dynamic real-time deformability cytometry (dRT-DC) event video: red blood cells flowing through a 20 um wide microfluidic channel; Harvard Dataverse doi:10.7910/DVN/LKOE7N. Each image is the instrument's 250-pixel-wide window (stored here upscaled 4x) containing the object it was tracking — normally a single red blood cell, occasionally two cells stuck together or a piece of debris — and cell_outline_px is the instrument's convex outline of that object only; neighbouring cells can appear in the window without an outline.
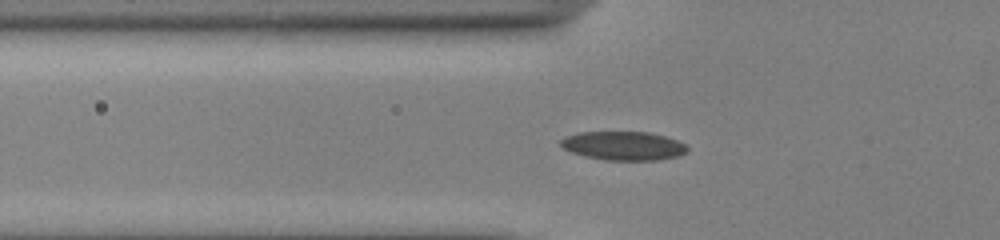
{"species": "common noctule bat (a hibernating species)", "species_latin": "Nyctalus noctula", "temperature_condition": "cold", "stored_images_in_passage": 54, "camera_frame_rate_fps": 3000, "um_per_image_px": 0.085, "animal": {"sex": "male", "body_mass_g": 13.0, "forearm_length_mm": 53.1}, "frame": {"image": 1, "passage_image": 20, "time_ms": 6.333, "image_size_px": [1000, 240], "cell_outline_px": [[688, 152], [680, 156], [660, 160], [608, 160], [584, 156], [572, 152], [564, 148], [560, 144], [560, 140], [564, 136], [580, 132], [648, 132], [664, 136], [676, 140], [684, 144], [688, 148]], "centroid_in_image_um": [53.01, 12.39], "position_along_channel_um": 72.8, "area_um2": 21.27}}
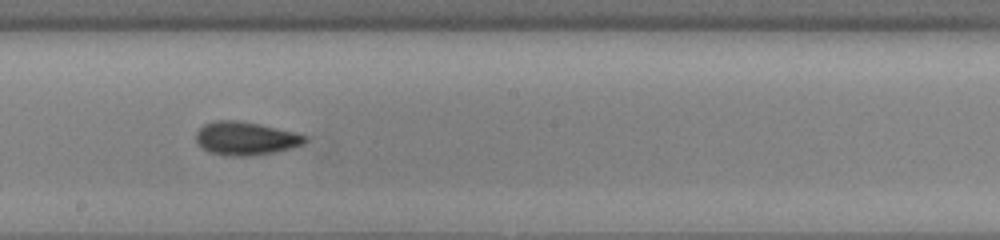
{"frame": {"image": 2, "passage_image": 32, "time_ms": 10.333, "image_size_px": [1000, 240], "cell_outline_px": [[308, 140], [304, 144], [292, 148], [272, 152], [248, 156], [224, 156], [208, 152], [200, 148], [196, 140], [196, 132], [204, 124], [212, 120], [236, 120], [260, 124], [296, 132], [308, 136]], "centroid_in_image_um": [20.86, 11.76], "position_along_channel_um": 227.3, "area_um2": 21.5}}
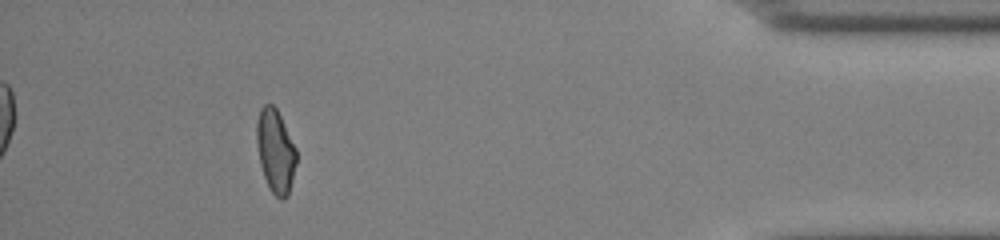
{"frame": {"image": 3, "passage_image": 50, "time_ms": 16.333, "image_size_px": [1000, 240], "cell_outline_px": [[296, 164], [288, 196], [284, 200], [280, 200], [272, 192], [264, 176], [260, 164], [256, 144], [256, 124], [260, 108], [264, 104], [272, 104], [276, 108], [296, 148]], "centroid_in_image_um": [23.4, 12.84], "position_along_channel_um": 411.8, "area_um2": 19.25}, "authors_computed_cell_mechanics": {"area_um2": 19.9121, "velocity_mm_per_s": 3.8821, "shape_relaxation_time_tau1_ms": 4.1988, "shape_relaxation_time_tau2_ms": 3.0354, "deformation_change_tau1": 0.1311, "deformation_change_tau2": 0.0773}}